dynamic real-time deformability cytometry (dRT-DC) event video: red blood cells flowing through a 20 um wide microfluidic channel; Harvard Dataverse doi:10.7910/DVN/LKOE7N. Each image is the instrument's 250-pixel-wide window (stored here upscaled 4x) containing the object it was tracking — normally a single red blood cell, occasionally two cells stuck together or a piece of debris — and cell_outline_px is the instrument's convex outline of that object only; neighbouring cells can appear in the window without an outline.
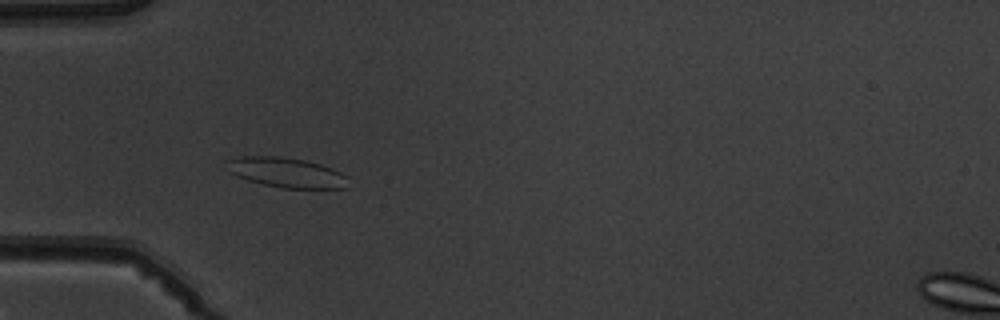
{"species": "common noctule bat (a hibernating species)", "species_latin": "Nyctalus noctula", "temperature_condition": "warm", "stored_images_in_passage": 9, "camera_frame_rate_fps": 3000, "um_per_image_px": 0.085, "animal": {"sex": "male", "body_mass_g": 19.5, "forearm_length_mm": 54.6}, "frame": {"image": 1, "passage_image": 4, "time_ms": 4.333, "image_size_px": [1000, 320], "cell_outline_px": [[348, 188], [280, 188], [248, 180], [236, 176], [228, 172], [224, 160], [240, 156], [276, 156], [304, 160], [320, 164], [332, 168], [348, 176]], "centroid_in_image_um": [24.31, 14.66], "position_along_channel_um": 60.7, "area_um2": 21.39}}
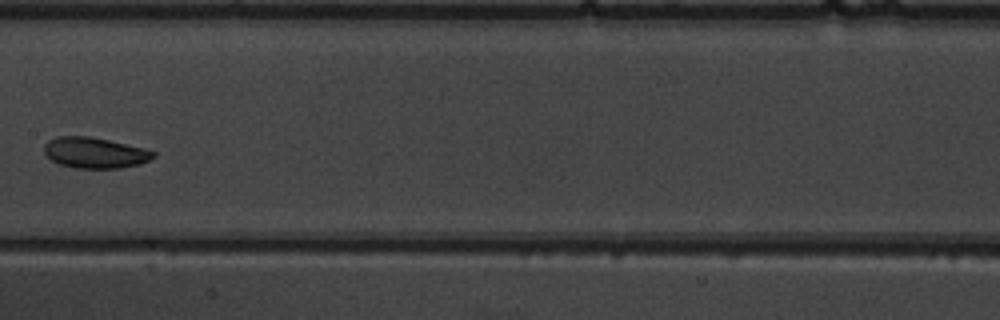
{"frame": {"image": 2, "passage_image": 7, "time_ms": 8.0, "image_size_px": [1000, 320], "cell_outline_px": [[156, 156], [140, 164], [120, 168], [76, 168], [60, 164], [52, 160], [44, 152], [44, 144], [48, 140], [56, 136], [88, 136], [108, 140], [144, 148], [156, 152]], "centroid_in_image_um": [8.06, 12.98], "position_along_channel_um": 199.3, "area_um2": 19.54}}
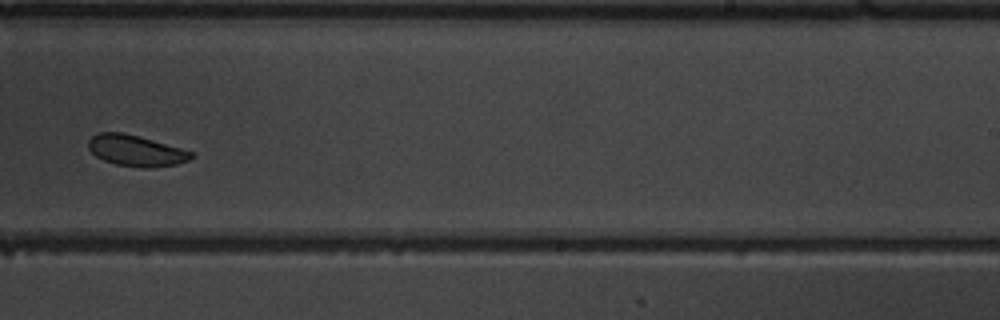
{"frame": {"image": 3, "passage_image": 9, "time_ms": 10.0, "image_size_px": [1000, 320], "cell_outline_px": [[196, 156], [188, 160], [176, 164], [152, 168], [144, 168], [116, 164], [104, 160], [96, 156], [88, 148], [88, 140], [96, 132], [124, 132], [140, 136], [196, 152]], "centroid_in_image_um": [11.59, 12.79], "position_along_channel_um": 277.4, "area_um2": 18.9}}